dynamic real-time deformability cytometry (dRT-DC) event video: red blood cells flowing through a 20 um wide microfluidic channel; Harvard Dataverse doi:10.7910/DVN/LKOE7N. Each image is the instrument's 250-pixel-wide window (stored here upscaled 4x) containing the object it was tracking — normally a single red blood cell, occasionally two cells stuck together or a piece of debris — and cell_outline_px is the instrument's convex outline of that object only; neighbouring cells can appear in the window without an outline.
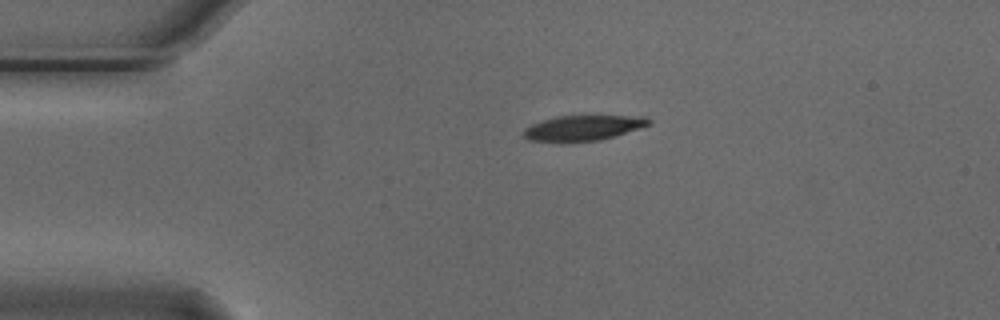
{"species": "Egyptian fruit bat (a non-hibernating species)", "species_latin": "Rousettus aegyptiacus", "temperature_condition": "cold", "stored_images_in_passage": 44, "camera_frame_rate_fps": 3000, "um_per_image_px": 0.085, "animal": {"sex": "male"}, "frame": {"image": 1, "passage_image": 1, "time_ms": 0.0, "image_size_px": [1000, 320], "cell_outline_px": [[652, 124], [600, 140], [528, 140], [524, 136], [524, 128], [540, 120], [556, 116], [648, 116], [652, 120]], "centroid_in_image_um": [49.61, 10.83], "position_along_channel_um": 35.4, "area_um2": 17.92}}
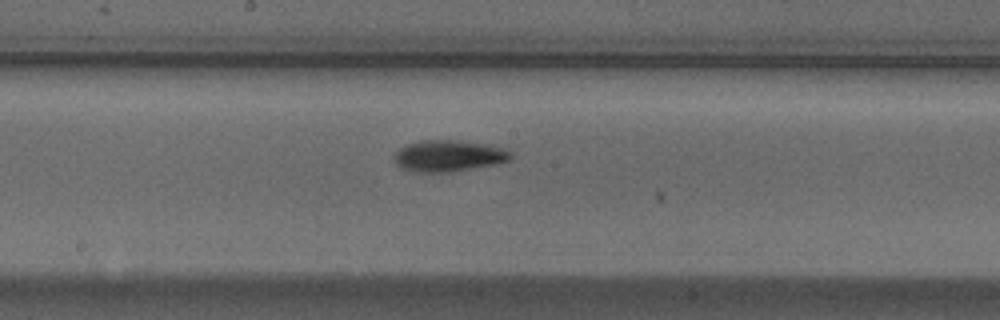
{"frame": {"image": 2, "passage_image": 18, "time_ms": 5.667, "image_size_px": [1000, 320], "cell_outline_px": [[512, 156], [508, 160], [492, 164], [448, 172], [416, 172], [400, 168], [396, 164], [392, 156], [400, 148], [408, 144], [420, 140], [456, 140], [488, 144], [504, 148], [512, 152]], "centroid_in_image_um": [38.08, 13.23], "position_along_channel_um": 210.1, "area_um2": 21.21}}
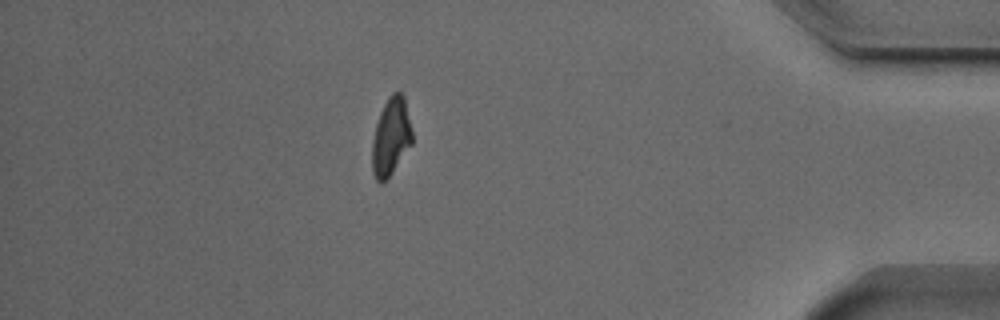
{"frame": {"image": 3, "passage_image": 37, "time_ms": 12.0, "image_size_px": [1000, 320], "cell_outline_px": [[412, 144], [392, 172], [380, 184], [376, 180], [372, 172], [372, 140], [376, 124], [380, 112], [388, 96], [392, 92], [400, 92], [404, 96], [412, 132]], "centroid_in_image_um": [33.22, 11.61], "position_along_channel_um": 402.0, "area_um2": 18.03}, "authors_computed_cell_mechanics": {"area_um2": 19.363, "velocity_mm_per_s": 3.7421, "shape_relaxation_time_tau1_ms": 3.7749, "shape_relaxation_time_tau2_ms": 10.7004, "deformation_change_tau1": 0.148, "deformation_change_tau2": 0.1937}}